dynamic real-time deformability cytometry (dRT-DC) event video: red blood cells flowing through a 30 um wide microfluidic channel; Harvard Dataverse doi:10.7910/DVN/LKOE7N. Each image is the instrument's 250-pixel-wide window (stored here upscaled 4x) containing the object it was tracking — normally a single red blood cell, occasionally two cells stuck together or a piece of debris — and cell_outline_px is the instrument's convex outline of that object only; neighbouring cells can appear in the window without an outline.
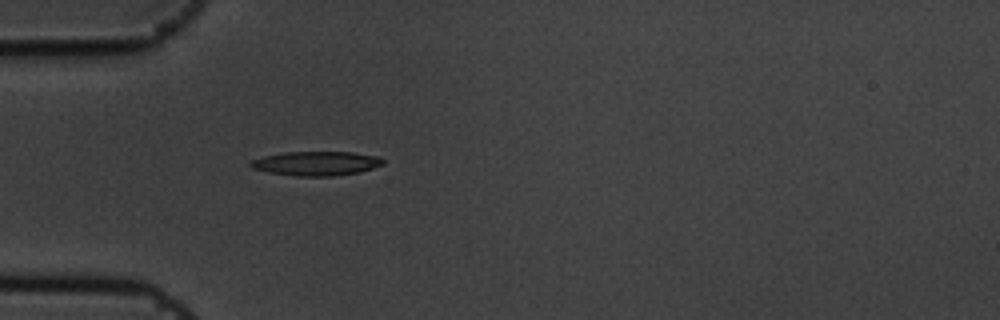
{"species": "common noctule bat (a hibernating species)", "species_latin": "Nyctalus noctula", "temperature_condition": "cold", "stored_images_in_passage": 40, "camera_frame_rate_fps": 3000, "um_per_image_px": 0.085, "animal": {"sex": "male", "body_mass_g": 19.5, "forearm_length_mm": 54.6}, "frame": {"image": 1, "passage_image": 1, "time_ms": 0.0, "image_size_px": [1000, 320], "cell_outline_px": [[384, 164], [360, 172], [336, 176], [296, 176], [268, 172], [252, 168], [248, 164], [252, 160], [264, 156], [284, 152], [352, 152], [380, 156], [384, 160]], "centroid_in_image_um": [26.91, 13.89], "position_along_channel_um": 58.1, "area_um2": 18.79}}
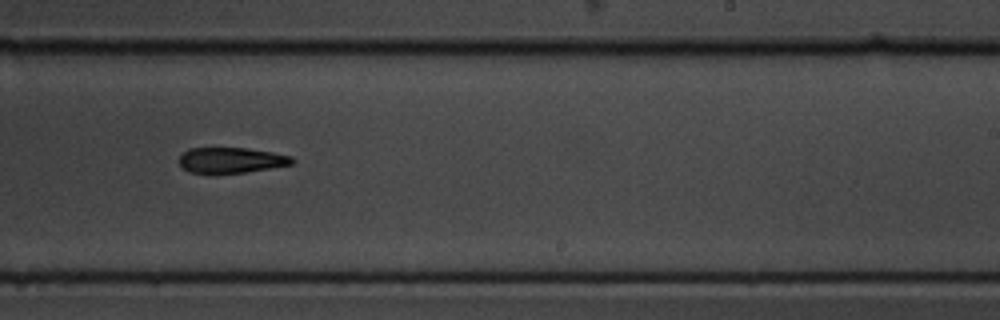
{"frame": {"image": 2, "passage_image": 19, "time_ms": 6.0, "image_size_px": [1000, 320], "cell_outline_px": [[296, 160], [292, 164], [244, 172], [212, 176], [188, 172], [176, 160], [188, 148], [248, 148], [272, 152], [292, 156]], "centroid_in_image_um": [19.58, 13.65], "position_along_channel_um": 269.4, "area_um2": 17.4}}
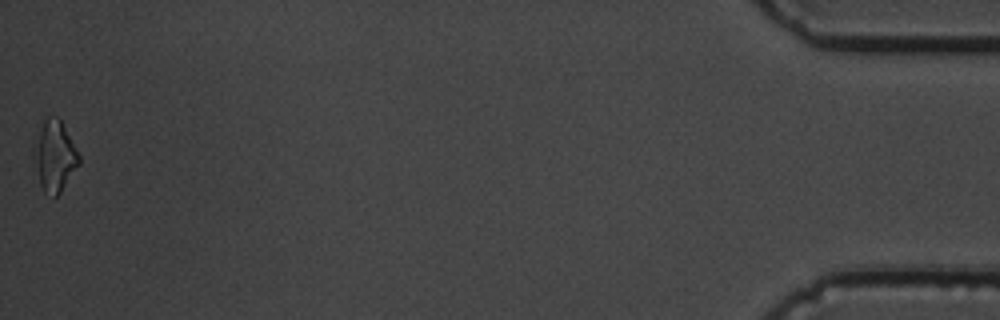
{"frame": {"image": 3, "passage_image": 40, "time_ms": 13.0, "image_size_px": [1000, 320], "cell_outline_px": [[80, 164], [60, 192], [52, 200], [44, 192], [40, 184], [32, 152], [32, 148], [44, 120], [48, 116], [56, 116], [60, 120], [80, 156]], "centroid_in_image_um": [4.63, 13.31], "position_along_channel_um": 430.6, "area_um2": 18.44}, "authors_computed_cell_mechanics": {"area_um2": 18.207, "velocity_mm_per_s": 3.6083, "shape_relaxation_time_tau1_ms": 4.2427, "shape_relaxation_time_tau2_ms": 11.064, "deformation_change_tau1": 0.1204, "deformation_change_tau2": 0.2407}}